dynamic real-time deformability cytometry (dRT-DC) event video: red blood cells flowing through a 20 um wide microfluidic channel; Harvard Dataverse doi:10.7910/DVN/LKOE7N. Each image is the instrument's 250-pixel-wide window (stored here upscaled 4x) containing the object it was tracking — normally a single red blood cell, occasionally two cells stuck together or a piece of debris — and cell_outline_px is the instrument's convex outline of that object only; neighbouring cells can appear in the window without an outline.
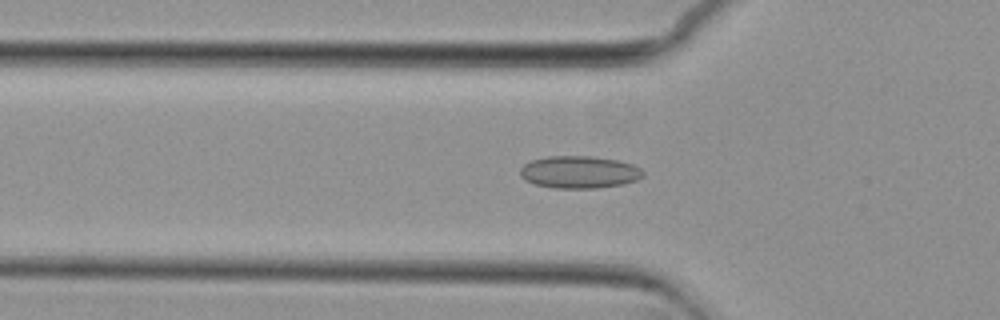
{"species": "common noctule bat (a hibernating species)", "species_latin": "Nyctalus noctula", "temperature_condition": "cold", "stored_images_in_passage": 56, "camera_frame_rate_fps": 3000, "um_per_image_px": 0.085, "animal": {"sex": "female", "body_mass_g": 29.2, "forearm_length_mm": 56.3}, "frame": {"image": 1, "passage_image": 18, "time_ms": 5.667, "image_size_px": [1000, 320], "cell_outline_px": [[644, 176], [636, 180], [624, 184], [596, 188], [552, 188], [536, 184], [524, 180], [520, 176], [520, 168], [524, 164], [532, 160], [548, 156], [592, 156], [616, 160], [632, 164], [640, 168], [644, 172]], "centroid_in_image_um": [49.23, 14.63], "position_along_channel_um": 76.6, "area_um2": 23.24}}
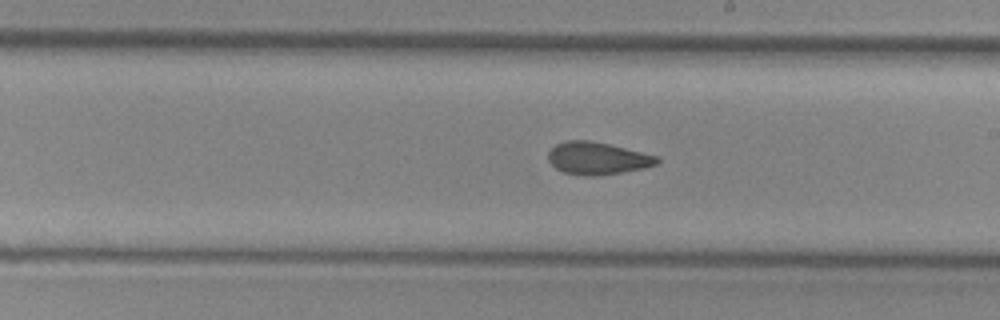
{"frame": {"image": 2, "passage_image": 31, "time_ms": 10.0, "image_size_px": [1000, 320], "cell_outline_px": [[660, 160], [656, 164], [644, 168], [600, 176], [584, 176], [564, 172], [556, 168], [548, 160], [548, 152], [556, 144], [568, 140], [588, 140], [608, 144], [656, 156]], "centroid_in_image_um": [50.75, 13.47], "position_along_channel_um": 238.3, "area_um2": 20.35}}
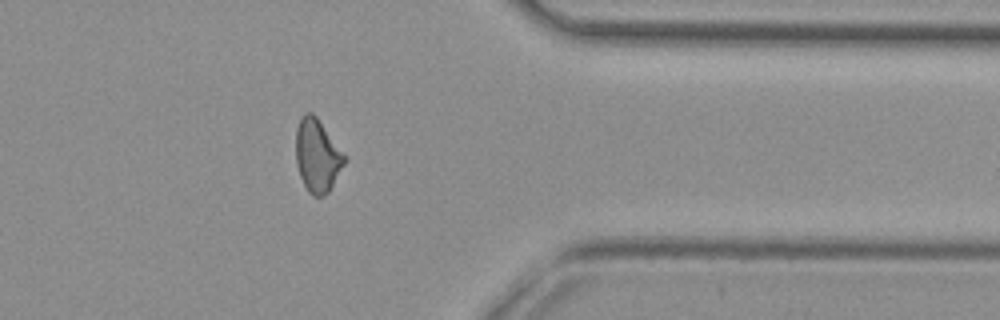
{"frame": {"image": 3, "passage_image": 44, "time_ms": 14.333, "image_size_px": [1000, 320], "cell_outline_px": [[344, 164], [328, 192], [324, 196], [312, 196], [308, 192], [300, 176], [296, 164], [296, 128], [304, 112], [312, 112], [316, 116], [344, 156]], "centroid_in_image_um": [26.92, 13.24], "position_along_channel_um": 384.5, "area_um2": 20.11}, "authors_computed_cell_mechanics": {"area_um2": 20.8369, "velocity_mm_per_s": 3.7133, "shape_relaxation_time_tau1_ms": null, "shape_relaxation_time_tau2_ms": 2.4942, "deformation_change_tau1": null, "deformation_change_tau2": 0.0851}}